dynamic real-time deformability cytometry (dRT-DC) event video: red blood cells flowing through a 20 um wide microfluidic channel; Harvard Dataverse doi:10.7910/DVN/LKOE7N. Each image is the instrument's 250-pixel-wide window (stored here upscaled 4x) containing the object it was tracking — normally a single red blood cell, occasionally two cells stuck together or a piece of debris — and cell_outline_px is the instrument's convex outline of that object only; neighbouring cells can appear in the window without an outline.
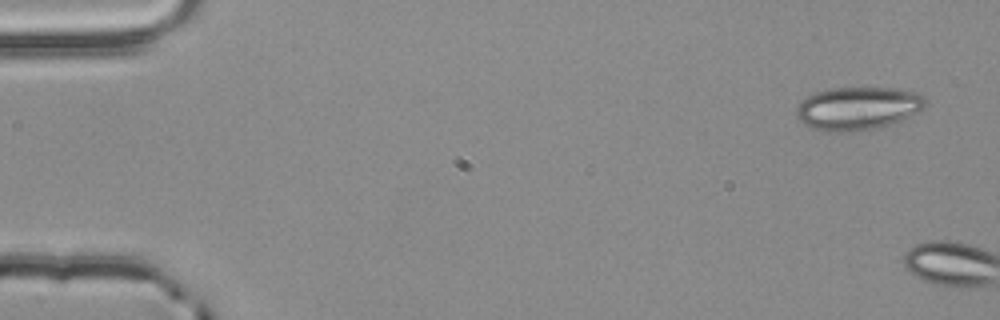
{"species": "common noctule bat (a hibernating species)", "species_latin": "Nyctalus noctula", "temperature_condition": "room temperature", "stored_images_in_passage": 6, "camera_frame_rate_fps": 3000, "um_per_image_px": 0.085, "animal": {"sex": "male", "body_mass_g": 20.4}, "frame": {"image": 1, "passage_image": 1, "time_ms": 0.0, "image_size_px": [1000, 320], "cell_outline_px": [[924, 104], [916, 112], [900, 120], [868, 132], [820, 132], [804, 124], [796, 116], [796, 108], [800, 100], [812, 92], [828, 88], [900, 88], [924, 96]], "centroid_in_image_um": [72.81, 9.23], "position_along_channel_um": 12.2, "area_um2": 32.83}}